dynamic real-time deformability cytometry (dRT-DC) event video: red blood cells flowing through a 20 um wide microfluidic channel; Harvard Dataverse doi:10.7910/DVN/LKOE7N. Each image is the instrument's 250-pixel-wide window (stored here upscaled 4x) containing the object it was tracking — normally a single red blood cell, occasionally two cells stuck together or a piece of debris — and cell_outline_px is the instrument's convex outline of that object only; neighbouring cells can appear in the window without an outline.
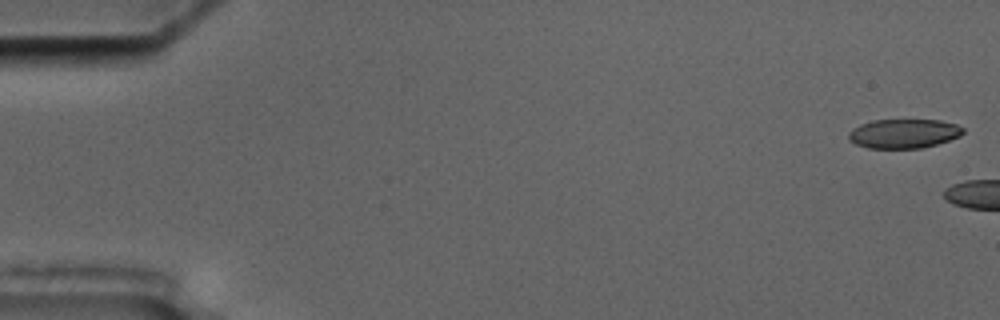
{"species": "common noctule bat (a hibernating species)", "species_latin": "Nyctalus noctula", "temperature_condition": "cold", "stored_images_in_passage": 2, "camera_frame_rate_fps": 3000, "um_per_image_px": 0.085, "animal": {"sex": "male", "body_mass_g": 17.5, "forearm_length_mm": 52.3}, "frame": {"image": 1, "passage_image": 1, "time_ms": 0.0, "image_size_px": [1000, 320], "cell_outline_px": [[964, 132], [960, 136], [936, 144], [920, 148], [868, 148], [856, 144], [848, 140], [848, 132], [852, 128], [860, 124], [872, 120], [940, 120], [956, 124], [964, 128]], "centroid_in_image_um": [76.79, 11.35], "position_along_channel_um": 8.2, "area_um2": 19.54}}